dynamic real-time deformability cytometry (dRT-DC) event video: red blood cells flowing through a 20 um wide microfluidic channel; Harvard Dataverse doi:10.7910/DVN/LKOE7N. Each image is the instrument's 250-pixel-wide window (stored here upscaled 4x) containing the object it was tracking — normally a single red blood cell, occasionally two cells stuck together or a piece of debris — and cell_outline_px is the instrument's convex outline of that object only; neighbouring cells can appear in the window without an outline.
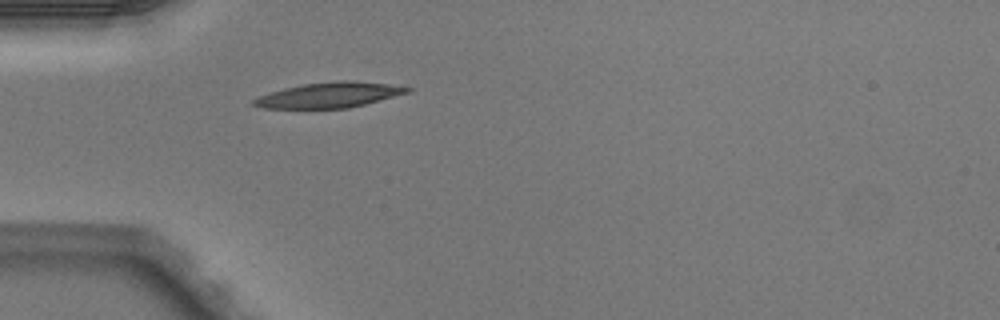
{"species": "Egyptian fruit bat (a non-hibernating species)", "species_latin": "Rousettus aegyptiacus", "temperature_condition": "warm", "stored_images_in_passage": 1, "camera_frame_rate_fps": 3000, "um_per_image_px": 0.085, "animal": {"sex": "male"}, "frame": {"image": 1, "passage_image": 1, "time_ms": 0.0, "image_size_px": [1000, 320], "cell_outline_px": [[412, 88], [408, 92], [364, 104], [348, 108], [260, 108], [252, 104], [252, 100], [260, 96], [284, 88], [304, 84], [340, 80], [352, 80], [388, 84]], "centroid_in_image_um": [27.95, 8.07], "position_along_channel_um": 57.0, "area_um2": 22.25}}